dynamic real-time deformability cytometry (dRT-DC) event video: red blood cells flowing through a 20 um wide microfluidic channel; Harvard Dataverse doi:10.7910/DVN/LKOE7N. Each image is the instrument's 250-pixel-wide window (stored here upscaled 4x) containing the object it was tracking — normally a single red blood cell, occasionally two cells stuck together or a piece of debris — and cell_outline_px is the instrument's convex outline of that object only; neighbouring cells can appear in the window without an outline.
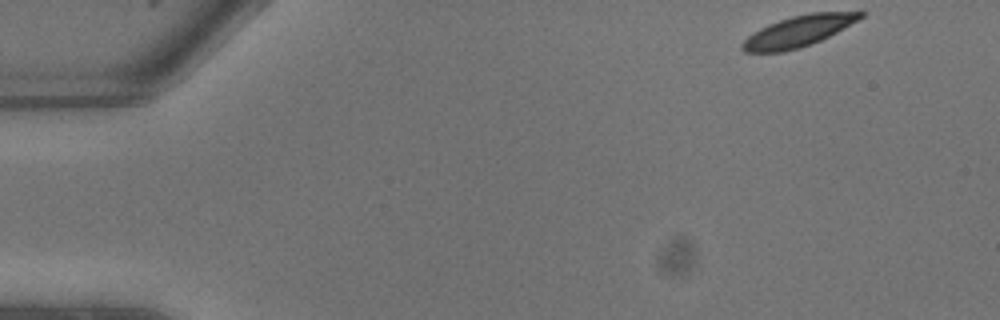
{"species": "common noctule bat (a hibernating species)", "species_latin": "Nyctalus noctula", "temperature_condition": "warm", "stored_images_in_passage": 9, "camera_frame_rate_fps": 3000, "um_per_image_px": 0.085, "animal": {"sex": "male", "body_mass_g": 13.3}, "frame": {"image": 1, "passage_image": 1, "time_ms": 0.0, "image_size_px": [1000, 320], "cell_outline_px": [[864, 16], [860, 20], [812, 44], [800, 48], [780, 52], [744, 52], [740, 48], [740, 44], [748, 36], [760, 28], [768, 24], [792, 16], [812, 12], [864, 12]], "centroid_in_image_um": [67.84, 2.66], "position_along_channel_um": 17.2, "area_um2": 21.21}}
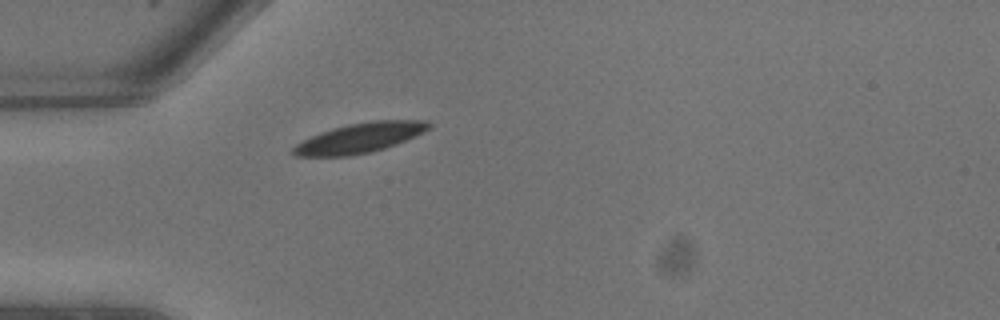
{"frame": {"image": 2, "passage_image": 6, "time_ms": 1.667, "image_size_px": [1000, 320], "cell_outline_px": [[432, 128], [416, 136], [396, 144], [384, 148], [368, 152], [348, 156], [296, 156], [288, 152], [296, 144], [320, 132], [332, 128], [348, 124], [372, 120], [428, 120], [432, 124]], "centroid_in_image_um": [30.6, 11.71], "position_along_channel_um": 54.4, "area_um2": 23.7}}
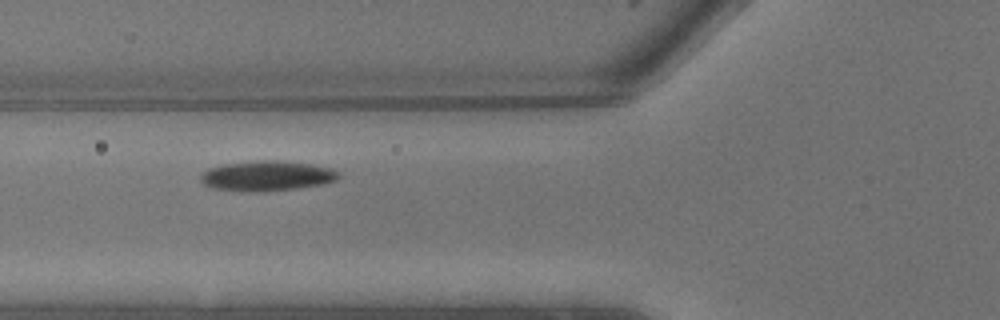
{"frame": {"image": 3, "passage_image": 8, "time_ms": 2.333, "image_size_px": [1000, 320], "cell_outline_px": [[340, 176], [336, 180], [324, 184], [296, 188], [260, 192], [248, 192], [212, 188], [204, 184], [200, 180], [200, 176], [208, 168], [224, 164], [264, 160], [276, 160], [308, 164], [332, 168], [340, 172]], "centroid_in_image_um": [22.69, 14.96], "position_along_channel_um": 103.1, "area_um2": 24.16}}